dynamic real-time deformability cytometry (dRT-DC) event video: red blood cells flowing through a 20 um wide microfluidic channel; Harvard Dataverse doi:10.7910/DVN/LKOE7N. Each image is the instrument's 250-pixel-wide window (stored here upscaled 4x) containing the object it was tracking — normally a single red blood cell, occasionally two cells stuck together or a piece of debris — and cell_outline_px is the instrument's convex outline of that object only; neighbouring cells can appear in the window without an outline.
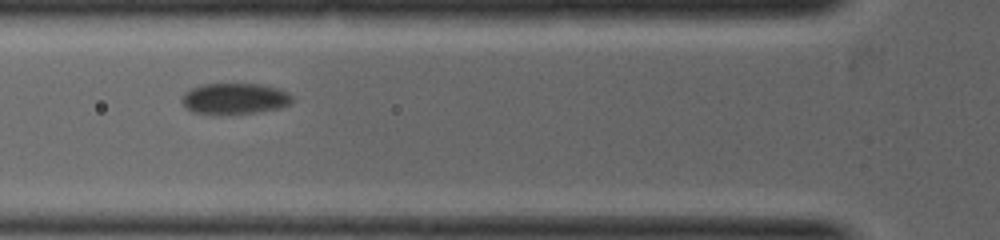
{"species": "common noctule bat (a hibernating species)", "species_latin": "Nyctalus noctula", "temperature_condition": "warm", "stored_images_in_passage": 13, "camera_frame_rate_fps": 5000, "um_per_image_px": 0.085, "animal": {"sex": "female", "body_mass_g": 19.0, "forearm_length_mm": 53.3}, "frame": {"image": 1, "passage_image": 3, "time_ms": 0.8, "image_size_px": [1000, 240], "cell_outline_px": [[292, 104], [280, 108], [256, 112], [228, 116], [212, 116], [192, 112], [184, 108], [180, 100], [180, 96], [184, 92], [192, 88], [204, 84], [260, 84], [280, 88], [288, 92], [292, 96]], "centroid_in_image_um": [19.9, 8.42], "position_along_channel_um": 105.9, "area_um2": 20.87}}
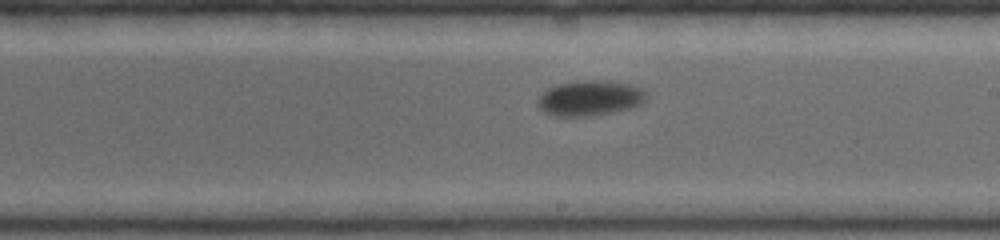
{"frame": {"image": 2, "passage_image": 9, "time_ms": 2.6, "image_size_px": [1000, 240], "cell_outline_px": [[644, 100], [640, 104], [632, 108], [592, 116], [552, 116], [544, 112], [536, 104], [536, 100], [548, 88], [560, 84], [576, 80], [600, 80], [628, 84], [640, 88], [644, 92]], "centroid_in_image_um": [50.08, 8.35], "position_along_channel_um": 238.9, "area_um2": 22.2}}
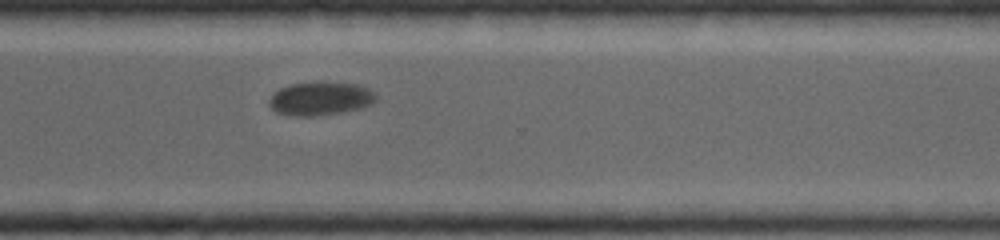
{"frame": {"image": 3, "passage_image": 13, "time_ms": 4.0, "image_size_px": [1000, 240], "cell_outline_px": [[376, 100], [372, 104], [360, 108], [340, 112], [312, 116], [296, 116], [276, 112], [268, 104], [268, 100], [280, 88], [292, 84], [320, 80], [356, 84], [368, 88], [376, 92]], "centroid_in_image_um": [27.26, 8.35], "position_along_channel_um": 343.3, "area_um2": 21.04}}